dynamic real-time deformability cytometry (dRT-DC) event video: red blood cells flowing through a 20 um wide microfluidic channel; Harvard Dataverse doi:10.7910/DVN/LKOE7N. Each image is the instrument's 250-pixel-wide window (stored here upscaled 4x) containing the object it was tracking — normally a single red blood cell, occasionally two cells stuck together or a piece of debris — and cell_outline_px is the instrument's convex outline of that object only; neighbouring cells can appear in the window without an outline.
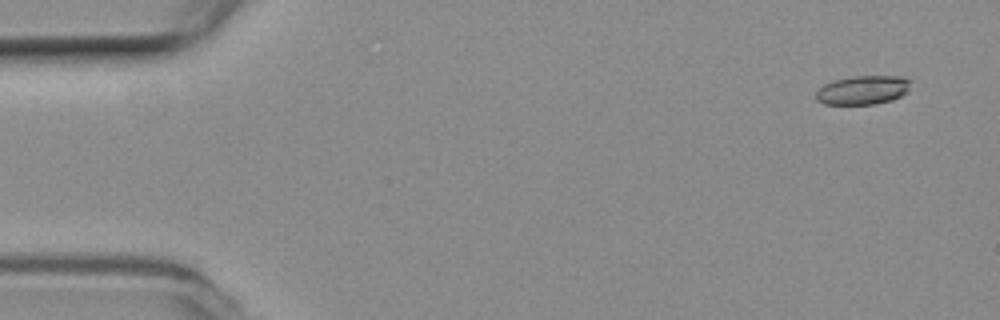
{"species": "common noctule bat (a hibernating species)", "species_latin": "Nyctalus noctula", "temperature_condition": "room temperature", "stored_images_in_passage": 5, "camera_frame_rate_fps": 3000, "um_per_image_px": 0.085, "animal": {"sex": "female", "body_mass_g": 19.3, "forearm_length_mm": 54.1}, "frame": {"image": 1, "passage_image": 1, "time_ms": 0.0, "image_size_px": [1000, 320], "cell_outline_px": [[912, 80], [908, 92], [892, 100], [876, 104], [824, 104], [816, 100], [816, 92], [824, 84], [832, 80], [852, 76], [904, 76]], "centroid_in_image_um": [73.37, 7.64], "position_along_channel_um": 11.6, "area_um2": 16.18}}
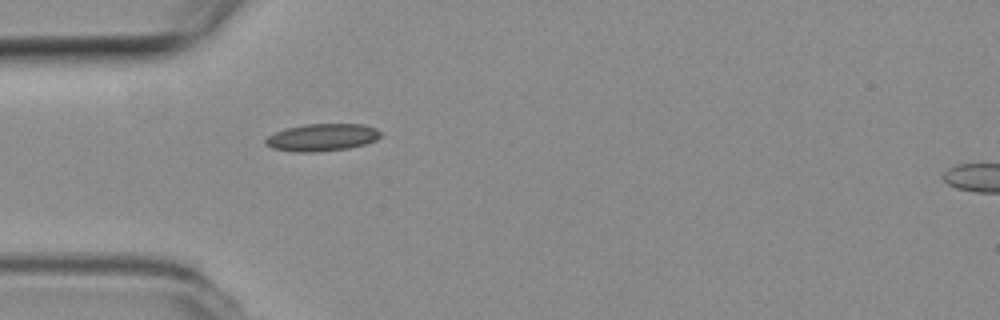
{"frame": {"image": 2, "passage_image": 4, "time_ms": 1.0, "image_size_px": [1000, 320], "cell_outline_px": [[380, 136], [376, 140], [364, 144], [348, 148], [316, 152], [296, 152], [272, 148], [264, 144], [264, 140], [268, 136], [276, 132], [288, 128], [304, 124], [360, 124], [376, 128], [380, 132]], "centroid_in_image_um": [27.35, 11.68], "position_along_channel_um": 57.6, "area_um2": 18.21}}